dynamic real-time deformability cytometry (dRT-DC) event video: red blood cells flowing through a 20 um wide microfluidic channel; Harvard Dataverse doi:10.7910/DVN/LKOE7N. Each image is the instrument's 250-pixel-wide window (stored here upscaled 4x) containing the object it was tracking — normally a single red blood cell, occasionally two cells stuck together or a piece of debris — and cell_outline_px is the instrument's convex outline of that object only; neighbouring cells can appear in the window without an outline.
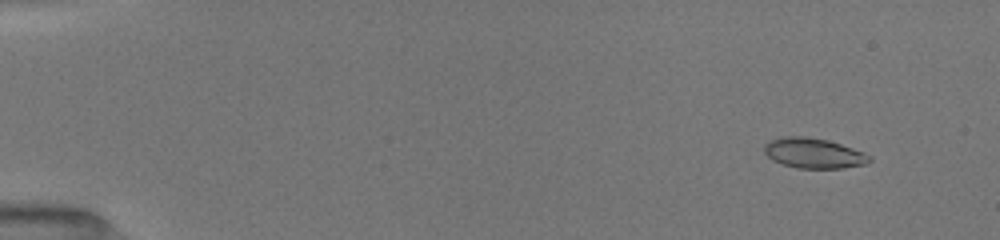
{"species": "common noctule bat (a hibernating species)", "species_latin": "Nyctalus noctula", "temperature_condition": "room temperature", "stored_images_in_passage": 50, "camera_frame_rate_fps": 3000, "um_per_image_px": 0.085, "animal": {"sex": "female", "body_mass_g": 19.5, "forearm_length_mm": 54.1}, "frame": {"image": 1, "passage_image": 4, "time_ms": 1.333, "image_size_px": [1000, 240], "cell_outline_px": [[872, 160], [868, 164], [844, 168], [796, 168], [772, 160], [764, 152], [764, 144], [772, 140], [784, 136], [804, 136], [828, 140], [864, 152], [872, 156]], "centroid_in_image_um": [69.2, 13.03], "position_along_channel_um": 15.8, "area_um2": 18.55}}
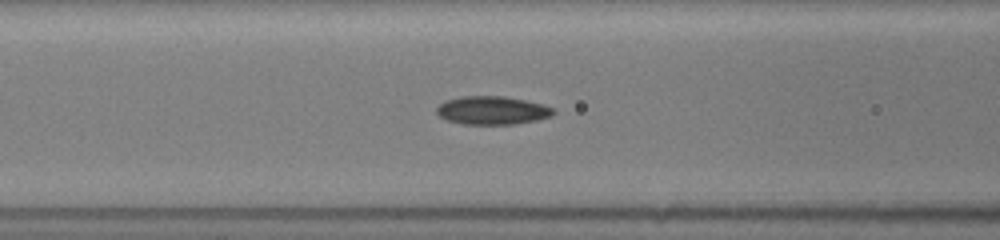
{"frame": {"image": 2, "passage_image": 21, "time_ms": 7.333, "image_size_px": [1000, 240], "cell_outline_px": [[556, 112], [552, 116], [536, 120], [512, 124], [464, 124], [448, 120], [440, 116], [436, 112], [436, 108], [444, 100], [460, 96], [504, 96], [544, 104], [556, 108]], "centroid_in_image_um": [41.86, 9.37], "position_along_channel_um": 124.7, "area_um2": 19.36}}
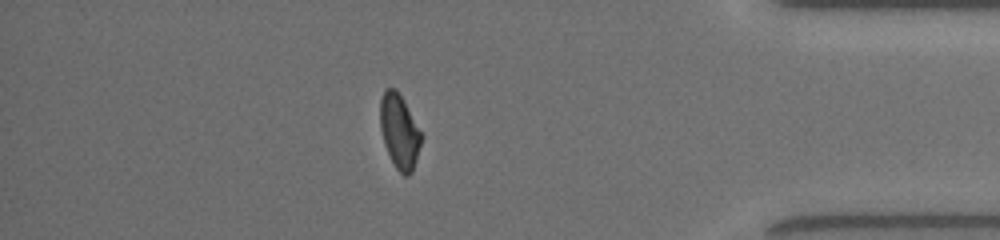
{"frame": {"image": 3, "passage_image": 42, "time_ms": 15.0, "image_size_px": [1000, 240], "cell_outline_px": [[424, 136], [412, 172], [408, 176], [404, 176], [396, 168], [384, 144], [380, 128], [380, 100], [384, 88], [396, 88], [404, 100]], "centroid_in_image_um": [33.96, 11.15], "position_along_channel_um": 401.2, "area_um2": 18.03}, "authors_computed_cell_mechanics": {"area_um2": 18.496, "velocity_mm_per_s": 4.0056, "shape_relaxation_time_tau1_ms": 5.31, "shape_relaxation_time_tau2_ms": 2.6847, "deformation_change_tau1": 0.148, "deformation_change_tau2": 0.072}}